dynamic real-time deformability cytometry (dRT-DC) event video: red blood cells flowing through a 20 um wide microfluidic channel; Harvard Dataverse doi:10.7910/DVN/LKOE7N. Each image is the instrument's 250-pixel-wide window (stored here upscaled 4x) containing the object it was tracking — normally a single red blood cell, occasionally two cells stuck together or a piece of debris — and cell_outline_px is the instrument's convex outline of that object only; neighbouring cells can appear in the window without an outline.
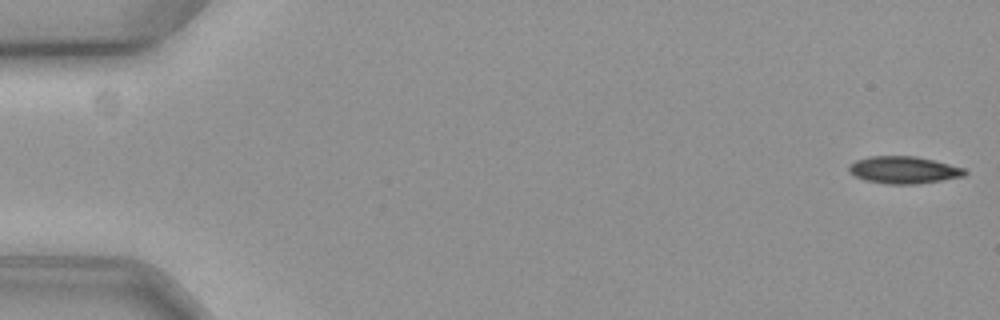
{"species": "common noctule bat (a hibernating species)", "species_latin": "Nyctalus noctula", "temperature_condition": "cold", "stored_images_in_passage": 59, "camera_frame_rate_fps": 3000, "um_per_image_px": 0.085, "animal": {"sex": "female", "body_mass_g": 19.3, "forearm_length_mm": 54.1}, "frame": {"image": 1, "passage_image": 1, "time_ms": 0.0, "image_size_px": [1000, 320], "cell_outline_px": [[968, 172], [964, 176], [916, 184], [888, 184], [864, 180], [848, 172], [848, 164], [856, 160], [868, 156], [916, 156], [964, 168]], "centroid_in_image_um": [76.77, 14.44], "position_along_channel_um": 8.2, "area_um2": 18.32}}
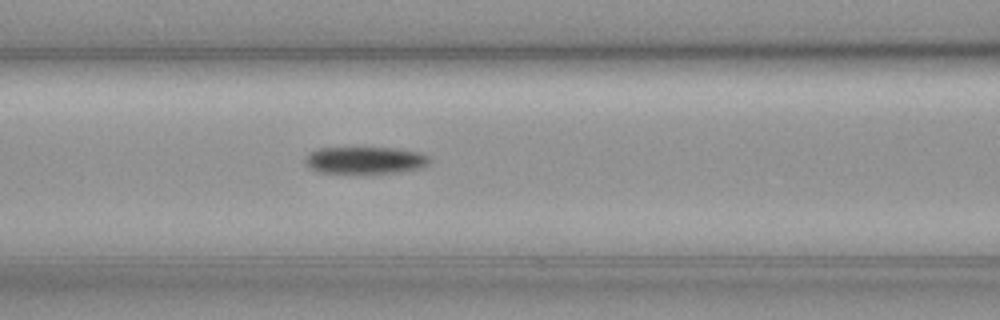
{"frame": {"image": 2, "passage_image": 25, "time_ms": 8.0, "image_size_px": [1000, 320], "cell_outline_px": [[432, 160], [428, 164], [420, 168], [396, 172], [320, 172], [312, 168], [304, 160], [312, 152], [320, 148], [396, 148], [420, 152], [428, 156]], "centroid_in_image_um": [31.11, 13.6], "position_along_channel_um": 135.5, "area_um2": 19.07}}
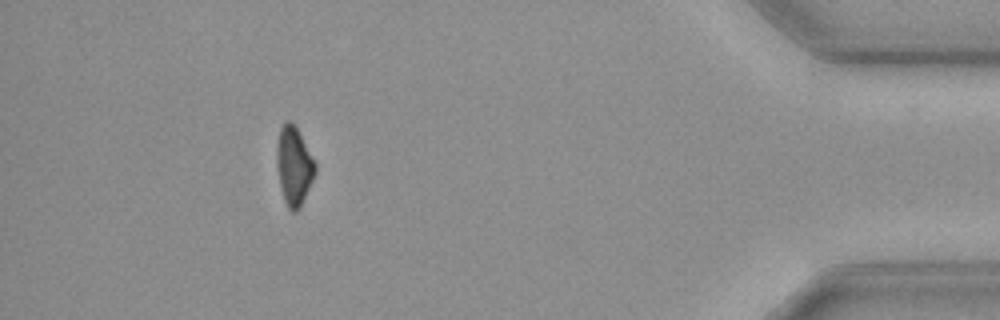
{"frame": {"image": 3, "passage_image": 53, "time_ms": 17.333, "image_size_px": [1000, 320], "cell_outline_px": [[316, 172], [300, 208], [296, 212], [292, 212], [288, 208], [284, 200], [280, 184], [276, 164], [276, 148], [280, 128], [284, 120], [292, 120], [316, 164]], "centroid_in_image_um": [24.97, 14.09], "position_along_channel_um": 410.2, "area_um2": 17.57}, "authors_computed_cell_mechanics": {"area_um2": 19.5364, "velocity_mm_per_s": 3.5676, "shape_relaxation_time_tau1_ms": 9.8815, "shape_relaxation_time_tau2_ms": null, "deformation_change_tau1": 0.1479, "deformation_change_tau2": null}}